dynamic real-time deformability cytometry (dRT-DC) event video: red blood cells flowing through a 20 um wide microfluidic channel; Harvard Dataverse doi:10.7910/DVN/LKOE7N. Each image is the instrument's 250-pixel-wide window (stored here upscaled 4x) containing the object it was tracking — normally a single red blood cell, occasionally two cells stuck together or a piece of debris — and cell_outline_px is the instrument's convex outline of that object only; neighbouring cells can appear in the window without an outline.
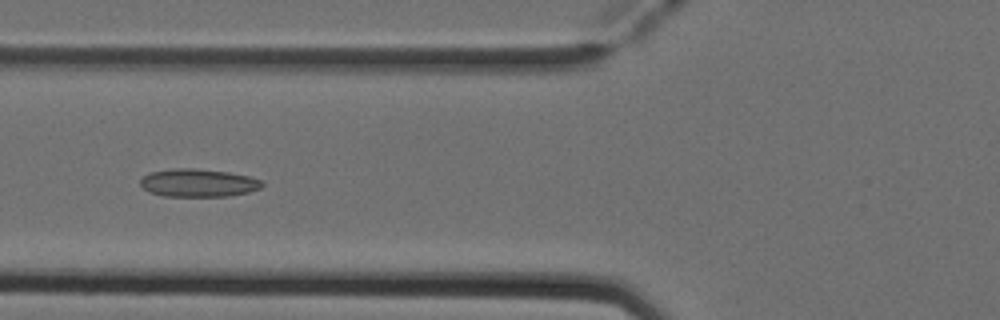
{"species": "Egyptian fruit bat (a non-hibernating species)", "species_latin": "Rousettus aegyptiacus", "temperature_condition": "cold", "stored_images_in_passage": 7, "camera_frame_rate_fps": 3000, "um_per_image_px": 0.085, "animal": {"sex": "female"}, "frame": {"image": 1, "passage_image": 4, "time_ms": 1.0, "image_size_px": [1000, 320], "cell_outline_px": [[264, 184], [260, 188], [248, 192], [228, 196], [164, 196], [148, 192], [140, 184], [140, 180], [148, 172], [172, 168], [196, 168], [228, 172], [248, 176], [260, 180]], "centroid_in_image_um": [16.81, 15.54], "position_along_channel_um": 109.0, "area_um2": 19.88}}
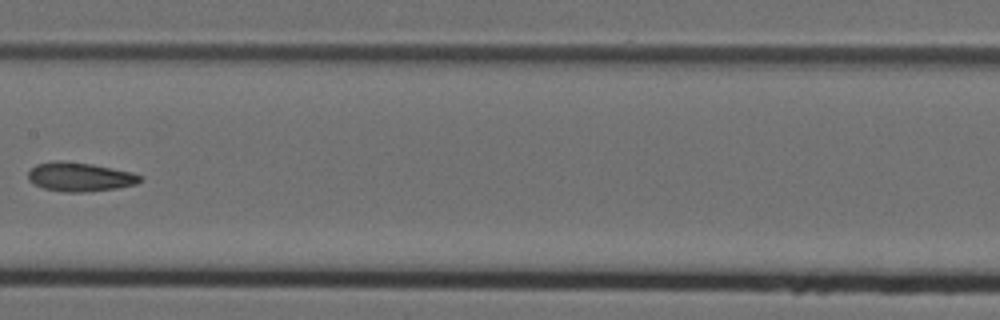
{"frame": {"image": 2, "passage_image": 6, "time_ms": 1.667, "image_size_px": [1000, 320], "cell_outline_px": [[140, 180], [136, 184], [116, 188], [84, 192], [64, 192], [44, 188], [28, 180], [28, 172], [36, 164], [60, 160], [92, 164], [132, 172], [140, 176]], "centroid_in_image_um": [6.76, 15.03], "position_along_channel_um": 200.6, "area_um2": 18.67}}
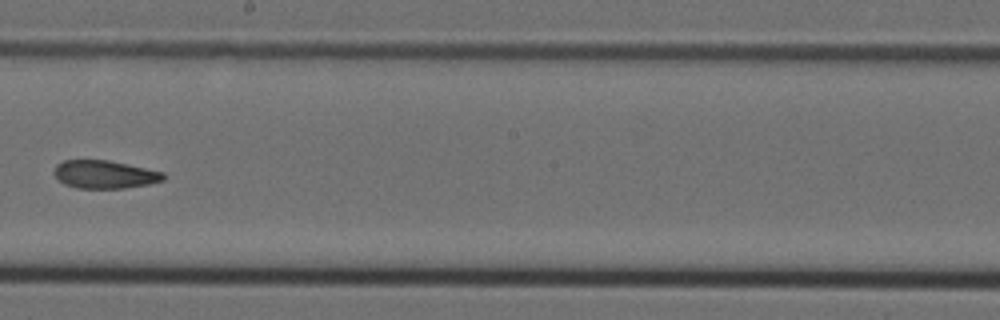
{"frame": {"image": 3, "passage_image": 7, "time_ms": 2.0, "image_size_px": [1000, 320], "cell_outline_px": [[164, 180], [148, 184], [124, 188], [76, 188], [64, 184], [52, 172], [56, 164], [64, 160], [108, 160], [128, 164], [164, 172]], "centroid_in_image_um": [8.87, 14.82], "position_along_channel_um": 239.3, "area_um2": 17.86}}